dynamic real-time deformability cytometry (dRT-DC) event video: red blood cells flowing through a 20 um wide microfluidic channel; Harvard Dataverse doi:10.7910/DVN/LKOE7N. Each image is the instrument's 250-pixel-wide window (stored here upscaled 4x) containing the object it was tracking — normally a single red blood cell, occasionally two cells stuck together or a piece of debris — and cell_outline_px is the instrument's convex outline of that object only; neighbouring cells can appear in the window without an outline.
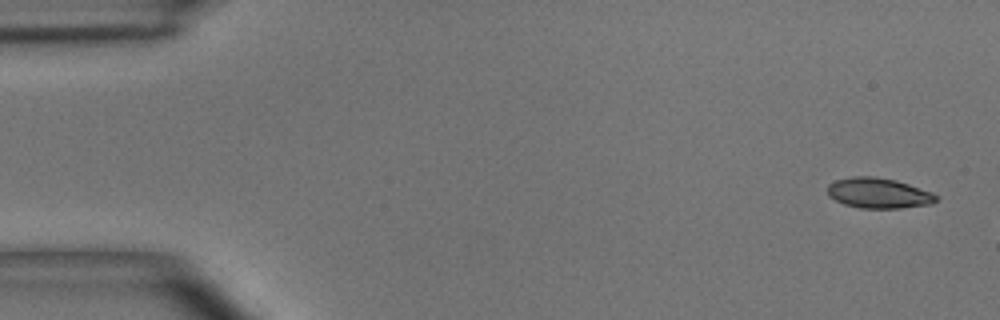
{"species": "common noctule bat (a hibernating species)", "species_latin": "Nyctalus noctula", "temperature_condition": "room temperature", "stored_images_in_passage": 7, "camera_frame_rate_fps": 3000, "um_per_image_px": 0.085, "animal": {"sex": "male", "body_mass_g": 15.6}, "frame": {"image": 1, "passage_image": 1, "time_ms": 0.0, "image_size_px": [1000, 320], "cell_outline_px": [[936, 200], [932, 204], [900, 208], [860, 208], [844, 204], [828, 196], [828, 184], [836, 180], [852, 176], [872, 176], [896, 180], [932, 192], [936, 196]], "centroid_in_image_um": [74.66, 16.41], "position_along_channel_um": 10.3, "area_um2": 19.13}}
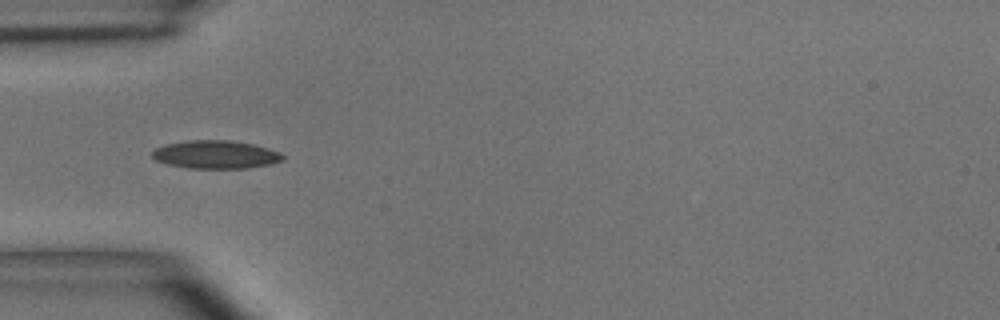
{"frame": {"image": 2, "passage_image": 5, "time_ms": 4.667, "image_size_px": [1000, 320], "cell_outline_px": [[284, 160], [272, 164], [248, 168], [188, 168], [168, 164], [156, 160], [152, 156], [152, 152], [156, 148], [164, 144], [188, 140], [232, 140], [252, 144], [268, 148], [280, 152], [284, 156]], "centroid_in_image_um": [18.35, 13.13], "position_along_channel_um": 66.6, "area_um2": 21.5}}
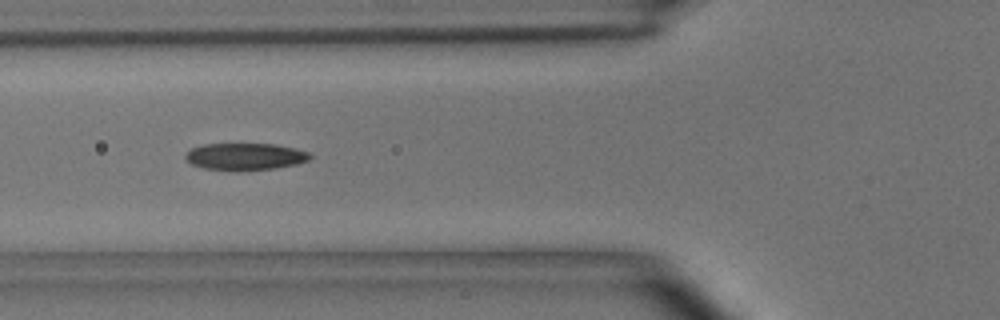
{"frame": {"image": 3, "passage_image": 6, "time_ms": 5.667, "image_size_px": [1000, 320], "cell_outline_px": [[312, 156], [308, 160], [296, 164], [276, 168], [236, 172], [204, 168], [192, 164], [184, 156], [192, 148], [204, 144], [276, 144], [296, 148], [308, 152]], "centroid_in_image_um": [20.86, 13.32], "position_along_channel_um": 104.9, "area_um2": 19.77}}